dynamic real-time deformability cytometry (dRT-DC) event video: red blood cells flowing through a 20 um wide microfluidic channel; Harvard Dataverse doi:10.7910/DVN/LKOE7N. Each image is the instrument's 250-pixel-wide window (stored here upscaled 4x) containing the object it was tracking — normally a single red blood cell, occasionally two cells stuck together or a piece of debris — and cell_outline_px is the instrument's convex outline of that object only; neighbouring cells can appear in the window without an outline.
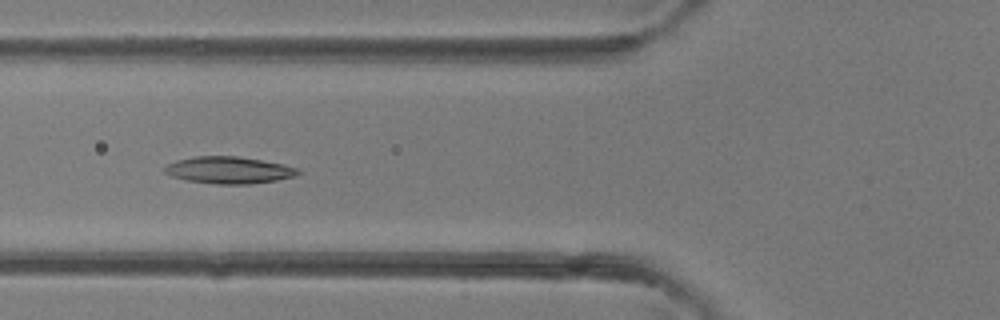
{"species": "common noctule bat (a hibernating species)", "species_latin": "Nyctalus noctula", "temperature_condition": "room temperature", "stored_images_in_passage": 33, "camera_frame_rate_fps": 3000, "um_per_image_px": 0.085, "animal": {"sex": "female"}, "frame": {"image": 1, "passage_image": 10, "time_ms": 3.0, "image_size_px": [1000, 320], "cell_outline_px": [[300, 172], [296, 176], [276, 180], [248, 184], [216, 184], [188, 180], [172, 176], [164, 172], [164, 168], [168, 164], [176, 160], [196, 156], [236, 156], [260, 160], [300, 168]], "centroid_in_image_um": [19.46, 14.46], "position_along_channel_um": 106.3, "area_um2": 20.69}}
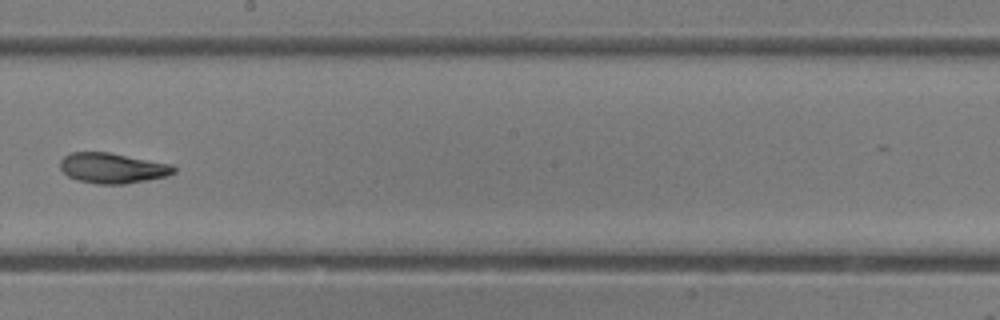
{"frame": {"image": 2, "passage_image": 18, "time_ms": 5.667, "image_size_px": [1000, 320], "cell_outline_px": [[176, 172], [168, 176], [148, 180], [124, 184], [96, 184], [76, 180], [68, 176], [60, 168], [60, 160], [64, 156], [72, 152], [108, 152], [172, 164], [176, 168]], "centroid_in_image_um": [9.58, 14.29], "position_along_channel_um": 238.6, "area_um2": 20.23}}
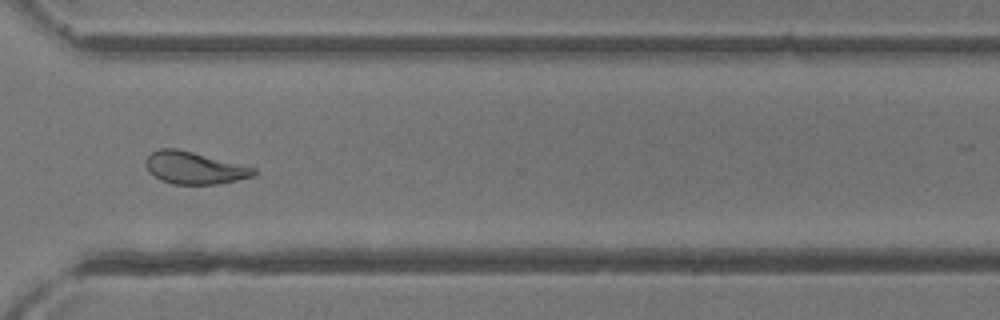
{"frame": {"image": 3, "passage_image": 25, "time_ms": 8.0, "image_size_px": [1000, 320], "cell_outline_px": [[256, 172], [252, 176], [236, 180], [216, 184], [172, 184], [160, 180], [148, 172], [144, 164], [144, 160], [152, 152], [160, 148], [176, 148], [256, 168]], "centroid_in_image_um": [16.45, 14.27], "position_along_channel_um": 354.2, "area_um2": 20.17}}